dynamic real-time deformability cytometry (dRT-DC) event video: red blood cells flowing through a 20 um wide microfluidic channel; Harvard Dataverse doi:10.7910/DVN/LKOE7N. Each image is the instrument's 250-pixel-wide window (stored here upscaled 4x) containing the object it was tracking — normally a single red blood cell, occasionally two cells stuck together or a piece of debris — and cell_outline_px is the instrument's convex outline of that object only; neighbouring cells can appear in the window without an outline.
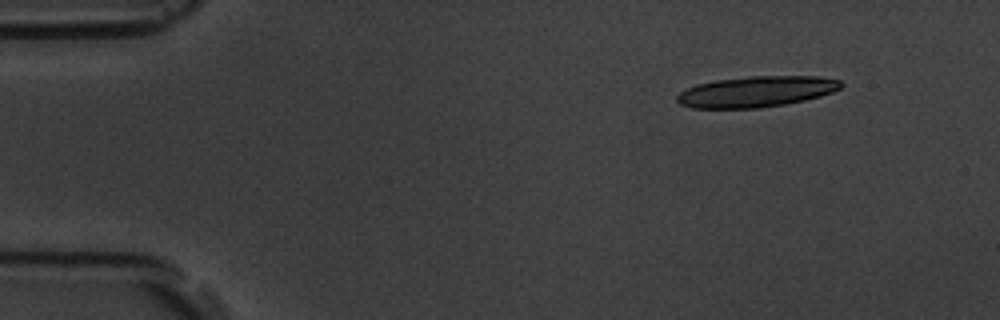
{"species": "common noctule bat (a hibernating species)", "species_latin": "Nyctalus noctula", "temperature_condition": "room temperature", "stored_images_in_passage": 5, "camera_frame_rate_fps": 3000, "um_per_image_px": 0.085, "animal": {"sex": "male", "body_mass_g": 19.5, "forearm_length_mm": 54.6}, "frame": {"image": 1, "passage_image": 5, "time_ms": 5.0, "image_size_px": [1000, 320], "cell_outline_px": [[844, 84], [840, 88], [832, 92], [820, 96], [804, 100], [784, 104], [760, 108], [692, 108], [680, 104], [676, 100], [676, 96], [680, 92], [696, 84], [716, 80], [748, 76], [816, 76], [840, 80]], "centroid_in_image_um": [64.27, 7.78], "position_along_channel_um": 20.7, "area_um2": 29.48}}